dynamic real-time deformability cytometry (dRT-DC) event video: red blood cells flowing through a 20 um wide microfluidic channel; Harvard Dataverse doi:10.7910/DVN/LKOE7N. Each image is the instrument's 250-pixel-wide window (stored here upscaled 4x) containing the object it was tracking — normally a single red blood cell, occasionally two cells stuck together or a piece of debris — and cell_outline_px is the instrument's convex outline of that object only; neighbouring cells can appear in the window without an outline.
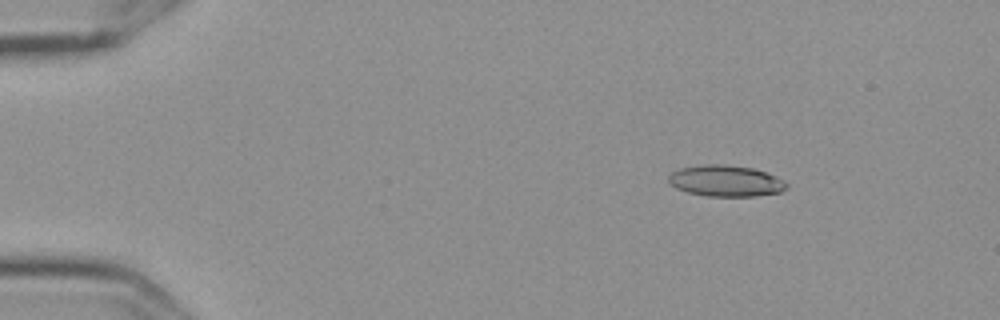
{"species": "Egyptian fruit bat (a non-hibernating species)", "species_latin": "Rousettus aegyptiacus", "temperature_condition": "cold", "stored_images_in_passage": 58, "camera_frame_rate_fps": 3000, "um_per_image_px": 0.085, "frame": {"image": 1, "passage_image": 9, "time_ms": 2.667, "image_size_px": [1000, 320], "cell_outline_px": [[788, 188], [780, 192], [756, 196], [708, 196], [688, 192], [676, 188], [668, 184], [668, 176], [672, 172], [680, 168], [700, 164], [724, 164], [752, 168], [776, 176], [784, 180], [788, 184]], "centroid_in_image_um": [61.67, 15.37], "position_along_channel_um": 23.3, "area_um2": 21.62}}
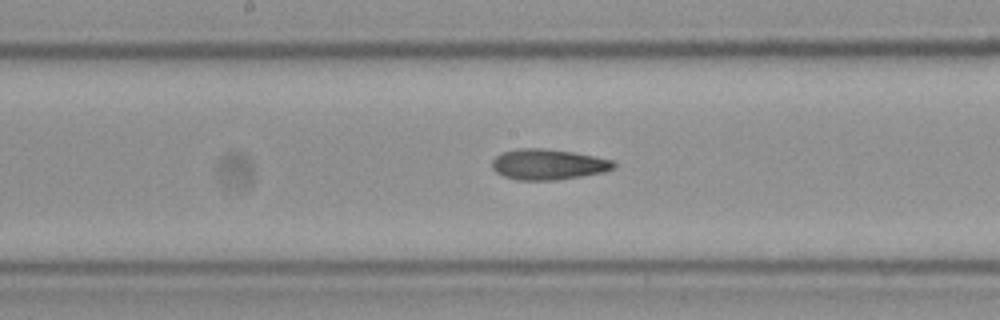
{"frame": {"image": 2, "passage_image": 31, "time_ms": 10.0, "image_size_px": [1000, 320], "cell_outline_px": [[616, 168], [604, 172], [556, 180], [516, 180], [504, 176], [496, 172], [492, 168], [492, 160], [496, 156], [504, 152], [520, 148], [540, 148], [572, 152], [612, 160], [616, 164]], "centroid_in_image_um": [46.58, 13.98], "position_along_channel_um": 201.6, "area_um2": 21.56}}
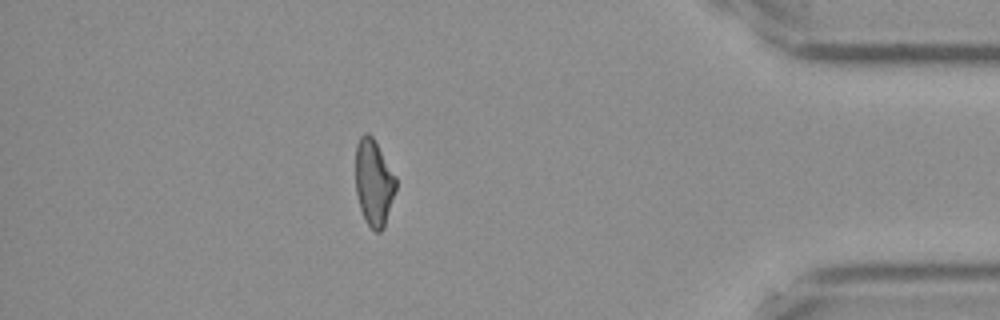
{"frame": {"image": 3, "passage_image": 51, "time_ms": 16.667, "image_size_px": [1000, 320], "cell_outline_px": [[396, 188], [384, 228], [380, 232], [376, 232], [368, 224], [360, 208], [356, 192], [356, 144], [360, 136], [364, 132], [368, 132], [372, 136], [396, 176]], "centroid_in_image_um": [31.77, 15.5], "position_along_channel_um": 403.4, "area_um2": 20.17}, "authors_computed_cell_mechanics": {"area_um2": 21.4149, "velocity_mm_per_s": 3.5971, "shape_relaxation_time_tau1_ms": 10.2959, "shape_relaxation_time_tau2_ms": 5.4173, "deformation_change_tau1": 0.1997, "deformation_change_tau2": 0.1498}}